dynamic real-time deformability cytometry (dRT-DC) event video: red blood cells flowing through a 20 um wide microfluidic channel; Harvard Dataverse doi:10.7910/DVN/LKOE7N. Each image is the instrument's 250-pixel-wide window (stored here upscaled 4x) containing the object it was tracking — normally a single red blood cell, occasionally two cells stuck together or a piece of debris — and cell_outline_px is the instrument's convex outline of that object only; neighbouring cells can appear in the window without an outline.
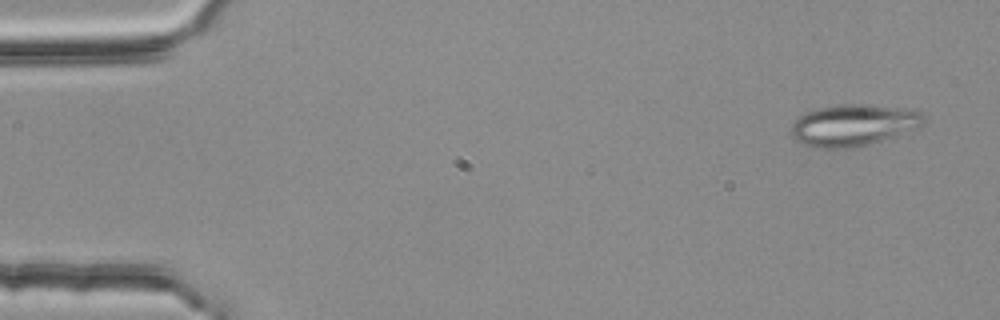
{"species": "common noctule bat (a hibernating species)", "species_latin": "Nyctalus noctula", "temperature_condition": "room temperature", "stored_images_in_passage": 8, "camera_frame_rate_fps": 3000, "um_per_image_px": 0.085, "animal": {"sex": "female", "body_mass_g": 25.1}, "frame": {"image": 1, "passage_image": 1, "time_ms": 0.0, "image_size_px": [1000, 320], "cell_outline_px": [[924, 124], [920, 128], [868, 144], [852, 148], [812, 148], [800, 144], [792, 140], [792, 124], [804, 112], [820, 108], [844, 104], [864, 104], [916, 108], [924, 116]], "centroid_in_image_um": [72.56, 10.64], "position_along_channel_um": 12.4, "area_um2": 32.6}}